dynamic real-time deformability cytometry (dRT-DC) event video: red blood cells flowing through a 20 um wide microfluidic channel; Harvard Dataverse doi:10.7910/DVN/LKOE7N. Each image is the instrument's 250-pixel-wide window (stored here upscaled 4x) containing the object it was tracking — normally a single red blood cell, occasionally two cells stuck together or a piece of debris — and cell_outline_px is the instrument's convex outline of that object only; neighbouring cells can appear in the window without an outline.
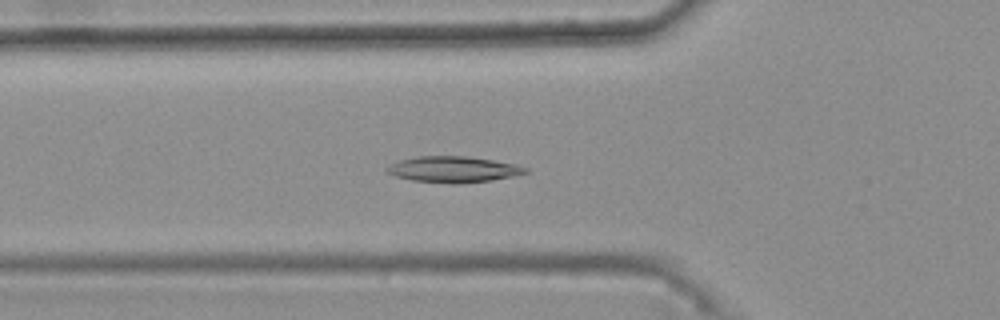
{"species": "common noctule bat (a hibernating species)", "species_latin": "Nyctalus noctula", "temperature_condition": "warm", "stored_images_in_passage": 14, "camera_frame_rate_fps": 3000, "um_per_image_px": 0.085, "animal": {"sex": "female", "body_mass_g": 25.1}, "frame": {"image": 1, "passage_image": 14, "time_ms": 4.333, "image_size_px": [1000, 320], "cell_outline_px": [[528, 172], [512, 176], [492, 180], [456, 184], [452, 184], [412, 180], [396, 176], [388, 172], [384, 168], [388, 164], [400, 160], [416, 156], [468, 156], [516, 164], [528, 168]], "centroid_in_image_um": [38.51, 14.39], "position_along_channel_um": 87.3, "area_um2": 21.04}}